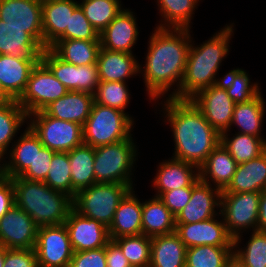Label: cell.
<instances>
[{"label":"cell","mask_w":266,"mask_h":267,"mask_svg":"<svg viewBox=\"0 0 266 267\" xmlns=\"http://www.w3.org/2000/svg\"><path fill=\"white\" fill-rule=\"evenodd\" d=\"M153 32L144 67L139 65L150 102L159 101L174 90L168 95L172 97L179 90L192 38L190 29L156 27Z\"/></svg>","instance_id":"6da1fadb"},{"label":"cell","mask_w":266,"mask_h":267,"mask_svg":"<svg viewBox=\"0 0 266 267\" xmlns=\"http://www.w3.org/2000/svg\"><path fill=\"white\" fill-rule=\"evenodd\" d=\"M161 104L164 122L169 123L173 133L175 151L172 158L199 168L221 142V135L191 100L167 97Z\"/></svg>","instance_id":"7a4b0ae2"},{"label":"cell","mask_w":266,"mask_h":267,"mask_svg":"<svg viewBox=\"0 0 266 267\" xmlns=\"http://www.w3.org/2000/svg\"><path fill=\"white\" fill-rule=\"evenodd\" d=\"M233 25L234 23L225 25L208 41H203L202 44L197 46L191 38L182 83L179 90L171 98L190 100L201 90L220 83L222 77L216 78V75L222 61L229 53V43L235 30Z\"/></svg>","instance_id":"3957f363"},{"label":"cell","mask_w":266,"mask_h":267,"mask_svg":"<svg viewBox=\"0 0 266 267\" xmlns=\"http://www.w3.org/2000/svg\"><path fill=\"white\" fill-rule=\"evenodd\" d=\"M15 204L25 211L38 227L63 224L73 208V199L53 190L45 182L12 178Z\"/></svg>","instance_id":"277c9868"},{"label":"cell","mask_w":266,"mask_h":267,"mask_svg":"<svg viewBox=\"0 0 266 267\" xmlns=\"http://www.w3.org/2000/svg\"><path fill=\"white\" fill-rule=\"evenodd\" d=\"M133 140L131 136L113 144L95 147V183H122L134 188L131 176L139 154Z\"/></svg>","instance_id":"5b68a950"},{"label":"cell","mask_w":266,"mask_h":267,"mask_svg":"<svg viewBox=\"0 0 266 267\" xmlns=\"http://www.w3.org/2000/svg\"><path fill=\"white\" fill-rule=\"evenodd\" d=\"M129 115L121 110L93 102L90 115L83 125L84 144L95 148L131 137L135 121Z\"/></svg>","instance_id":"8992f818"},{"label":"cell","mask_w":266,"mask_h":267,"mask_svg":"<svg viewBox=\"0 0 266 267\" xmlns=\"http://www.w3.org/2000/svg\"><path fill=\"white\" fill-rule=\"evenodd\" d=\"M131 189L122 183H95L76 194L73 208L109 228L120 201Z\"/></svg>","instance_id":"52a82bcc"},{"label":"cell","mask_w":266,"mask_h":267,"mask_svg":"<svg viewBox=\"0 0 266 267\" xmlns=\"http://www.w3.org/2000/svg\"><path fill=\"white\" fill-rule=\"evenodd\" d=\"M260 197L261 192L221 193L219 216L234 239L233 246H241L244 231H257Z\"/></svg>","instance_id":"ba28073f"},{"label":"cell","mask_w":266,"mask_h":267,"mask_svg":"<svg viewBox=\"0 0 266 267\" xmlns=\"http://www.w3.org/2000/svg\"><path fill=\"white\" fill-rule=\"evenodd\" d=\"M27 124L43 146L55 152H69L84 143L82 125L56 119L43 111L28 115Z\"/></svg>","instance_id":"9c48e42d"},{"label":"cell","mask_w":266,"mask_h":267,"mask_svg":"<svg viewBox=\"0 0 266 267\" xmlns=\"http://www.w3.org/2000/svg\"><path fill=\"white\" fill-rule=\"evenodd\" d=\"M68 92V89L40 60L32 69L26 88L17 102L27 115H30L42 111Z\"/></svg>","instance_id":"30bf717a"},{"label":"cell","mask_w":266,"mask_h":267,"mask_svg":"<svg viewBox=\"0 0 266 267\" xmlns=\"http://www.w3.org/2000/svg\"><path fill=\"white\" fill-rule=\"evenodd\" d=\"M35 251L39 267H69L74 250L65 224L38 227Z\"/></svg>","instance_id":"8fae6325"},{"label":"cell","mask_w":266,"mask_h":267,"mask_svg":"<svg viewBox=\"0 0 266 267\" xmlns=\"http://www.w3.org/2000/svg\"><path fill=\"white\" fill-rule=\"evenodd\" d=\"M41 61L68 91L95 94L99 84L97 65L76 66L60 59L50 48L44 49Z\"/></svg>","instance_id":"7c38bea8"},{"label":"cell","mask_w":266,"mask_h":267,"mask_svg":"<svg viewBox=\"0 0 266 267\" xmlns=\"http://www.w3.org/2000/svg\"><path fill=\"white\" fill-rule=\"evenodd\" d=\"M190 100L220 135L230 132L235 103L221 83L201 90Z\"/></svg>","instance_id":"4fadbf2b"},{"label":"cell","mask_w":266,"mask_h":267,"mask_svg":"<svg viewBox=\"0 0 266 267\" xmlns=\"http://www.w3.org/2000/svg\"><path fill=\"white\" fill-rule=\"evenodd\" d=\"M38 226L14 204L0 219V245L7 249H35Z\"/></svg>","instance_id":"5bb4252c"},{"label":"cell","mask_w":266,"mask_h":267,"mask_svg":"<svg viewBox=\"0 0 266 267\" xmlns=\"http://www.w3.org/2000/svg\"><path fill=\"white\" fill-rule=\"evenodd\" d=\"M74 252L105 247L111 240L106 226L95 219L84 217L74 208L64 222Z\"/></svg>","instance_id":"9a60e30c"},{"label":"cell","mask_w":266,"mask_h":267,"mask_svg":"<svg viewBox=\"0 0 266 267\" xmlns=\"http://www.w3.org/2000/svg\"><path fill=\"white\" fill-rule=\"evenodd\" d=\"M0 19L24 28L43 47L42 4L38 0H0Z\"/></svg>","instance_id":"2e32d148"},{"label":"cell","mask_w":266,"mask_h":267,"mask_svg":"<svg viewBox=\"0 0 266 267\" xmlns=\"http://www.w3.org/2000/svg\"><path fill=\"white\" fill-rule=\"evenodd\" d=\"M213 217L196 223H176L175 232L187 248L210 245L233 247V238L228 234L223 219Z\"/></svg>","instance_id":"e0dca14e"},{"label":"cell","mask_w":266,"mask_h":267,"mask_svg":"<svg viewBox=\"0 0 266 267\" xmlns=\"http://www.w3.org/2000/svg\"><path fill=\"white\" fill-rule=\"evenodd\" d=\"M222 191L200 179L192 186L188 204L176 215L175 223H196L220 214Z\"/></svg>","instance_id":"ac0fdd59"},{"label":"cell","mask_w":266,"mask_h":267,"mask_svg":"<svg viewBox=\"0 0 266 267\" xmlns=\"http://www.w3.org/2000/svg\"><path fill=\"white\" fill-rule=\"evenodd\" d=\"M129 9L119 14L99 33L100 46L109 51L133 53V46L139 37L136 17Z\"/></svg>","instance_id":"d6986e66"},{"label":"cell","mask_w":266,"mask_h":267,"mask_svg":"<svg viewBox=\"0 0 266 267\" xmlns=\"http://www.w3.org/2000/svg\"><path fill=\"white\" fill-rule=\"evenodd\" d=\"M79 6L76 0H56L42 4L43 48L55 40L69 39L70 15Z\"/></svg>","instance_id":"ffe728a7"},{"label":"cell","mask_w":266,"mask_h":267,"mask_svg":"<svg viewBox=\"0 0 266 267\" xmlns=\"http://www.w3.org/2000/svg\"><path fill=\"white\" fill-rule=\"evenodd\" d=\"M152 185L159 197L163 192L193 186L199 180V168L182 160L170 158L159 163Z\"/></svg>","instance_id":"44dd1931"},{"label":"cell","mask_w":266,"mask_h":267,"mask_svg":"<svg viewBox=\"0 0 266 267\" xmlns=\"http://www.w3.org/2000/svg\"><path fill=\"white\" fill-rule=\"evenodd\" d=\"M133 53L109 51L100 48L97 57L99 81L126 82L137 76L140 63Z\"/></svg>","instance_id":"7402d4cb"},{"label":"cell","mask_w":266,"mask_h":267,"mask_svg":"<svg viewBox=\"0 0 266 267\" xmlns=\"http://www.w3.org/2000/svg\"><path fill=\"white\" fill-rule=\"evenodd\" d=\"M131 189L120 201L108 228L111 240L142 234V202Z\"/></svg>","instance_id":"603a6c76"},{"label":"cell","mask_w":266,"mask_h":267,"mask_svg":"<svg viewBox=\"0 0 266 267\" xmlns=\"http://www.w3.org/2000/svg\"><path fill=\"white\" fill-rule=\"evenodd\" d=\"M94 95L87 92L69 91L50 103L42 111L51 117L84 125L90 115Z\"/></svg>","instance_id":"cb8c5ba5"},{"label":"cell","mask_w":266,"mask_h":267,"mask_svg":"<svg viewBox=\"0 0 266 267\" xmlns=\"http://www.w3.org/2000/svg\"><path fill=\"white\" fill-rule=\"evenodd\" d=\"M44 48L24 28L10 26L0 19V55L19 59H41Z\"/></svg>","instance_id":"d4e9b609"},{"label":"cell","mask_w":266,"mask_h":267,"mask_svg":"<svg viewBox=\"0 0 266 267\" xmlns=\"http://www.w3.org/2000/svg\"><path fill=\"white\" fill-rule=\"evenodd\" d=\"M237 165L229 151L220 142L199 167V179L223 191L231 182Z\"/></svg>","instance_id":"484cf974"},{"label":"cell","mask_w":266,"mask_h":267,"mask_svg":"<svg viewBox=\"0 0 266 267\" xmlns=\"http://www.w3.org/2000/svg\"><path fill=\"white\" fill-rule=\"evenodd\" d=\"M40 60L0 55V83L13 100H18L21 97L32 69Z\"/></svg>","instance_id":"4316f807"},{"label":"cell","mask_w":266,"mask_h":267,"mask_svg":"<svg viewBox=\"0 0 266 267\" xmlns=\"http://www.w3.org/2000/svg\"><path fill=\"white\" fill-rule=\"evenodd\" d=\"M16 141L11 144L8 157L0 161V175L10 179L20 176L35 158V133L28 125Z\"/></svg>","instance_id":"83f0119b"},{"label":"cell","mask_w":266,"mask_h":267,"mask_svg":"<svg viewBox=\"0 0 266 267\" xmlns=\"http://www.w3.org/2000/svg\"><path fill=\"white\" fill-rule=\"evenodd\" d=\"M266 186V151L258 157L238 164L229 185L222 192H262Z\"/></svg>","instance_id":"f1b7e54d"},{"label":"cell","mask_w":266,"mask_h":267,"mask_svg":"<svg viewBox=\"0 0 266 267\" xmlns=\"http://www.w3.org/2000/svg\"><path fill=\"white\" fill-rule=\"evenodd\" d=\"M187 247L176 232L151 237L149 267H185Z\"/></svg>","instance_id":"f546056e"},{"label":"cell","mask_w":266,"mask_h":267,"mask_svg":"<svg viewBox=\"0 0 266 267\" xmlns=\"http://www.w3.org/2000/svg\"><path fill=\"white\" fill-rule=\"evenodd\" d=\"M175 230V216L159 197L154 196L142 202V234L154 237Z\"/></svg>","instance_id":"4dcf8cb0"},{"label":"cell","mask_w":266,"mask_h":267,"mask_svg":"<svg viewBox=\"0 0 266 267\" xmlns=\"http://www.w3.org/2000/svg\"><path fill=\"white\" fill-rule=\"evenodd\" d=\"M68 157L71 169L72 199H74L79 191L95 184L93 169L95 148L83 143L69 151Z\"/></svg>","instance_id":"1f68e13d"},{"label":"cell","mask_w":266,"mask_h":267,"mask_svg":"<svg viewBox=\"0 0 266 267\" xmlns=\"http://www.w3.org/2000/svg\"><path fill=\"white\" fill-rule=\"evenodd\" d=\"M50 48L63 61L76 65H97L100 41L77 39L55 40Z\"/></svg>","instance_id":"d6a6232c"},{"label":"cell","mask_w":266,"mask_h":267,"mask_svg":"<svg viewBox=\"0 0 266 267\" xmlns=\"http://www.w3.org/2000/svg\"><path fill=\"white\" fill-rule=\"evenodd\" d=\"M264 100L260 93L248 102L235 104L231 126L236 125L239 133L266 139L261 135L265 116L266 102Z\"/></svg>","instance_id":"836d02e7"},{"label":"cell","mask_w":266,"mask_h":267,"mask_svg":"<svg viewBox=\"0 0 266 267\" xmlns=\"http://www.w3.org/2000/svg\"><path fill=\"white\" fill-rule=\"evenodd\" d=\"M200 1L202 0H157L161 21L156 27L191 29L192 15Z\"/></svg>","instance_id":"e575fe53"},{"label":"cell","mask_w":266,"mask_h":267,"mask_svg":"<svg viewBox=\"0 0 266 267\" xmlns=\"http://www.w3.org/2000/svg\"><path fill=\"white\" fill-rule=\"evenodd\" d=\"M26 122V123H25ZM28 115L17 100L0 105V161L9 151L10 144L22 126L27 124Z\"/></svg>","instance_id":"d590c367"},{"label":"cell","mask_w":266,"mask_h":267,"mask_svg":"<svg viewBox=\"0 0 266 267\" xmlns=\"http://www.w3.org/2000/svg\"><path fill=\"white\" fill-rule=\"evenodd\" d=\"M221 143L237 164L248 162L266 151V139L239 132L234 134L232 138L228 131L222 133Z\"/></svg>","instance_id":"8d00e7d4"},{"label":"cell","mask_w":266,"mask_h":267,"mask_svg":"<svg viewBox=\"0 0 266 267\" xmlns=\"http://www.w3.org/2000/svg\"><path fill=\"white\" fill-rule=\"evenodd\" d=\"M233 260V247L201 245L187 248L185 267H227Z\"/></svg>","instance_id":"74e56055"},{"label":"cell","mask_w":266,"mask_h":267,"mask_svg":"<svg viewBox=\"0 0 266 267\" xmlns=\"http://www.w3.org/2000/svg\"><path fill=\"white\" fill-rule=\"evenodd\" d=\"M223 76L220 83L235 104L248 102L262 93L259 84L251 83L250 76L242 68H234Z\"/></svg>","instance_id":"f35d334b"},{"label":"cell","mask_w":266,"mask_h":267,"mask_svg":"<svg viewBox=\"0 0 266 267\" xmlns=\"http://www.w3.org/2000/svg\"><path fill=\"white\" fill-rule=\"evenodd\" d=\"M78 4L98 33H101L124 8L121 0H82Z\"/></svg>","instance_id":"ab89813d"},{"label":"cell","mask_w":266,"mask_h":267,"mask_svg":"<svg viewBox=\"0 0 266 267\" xmlns=\"http://www.w3.org/2000/svg\"><path fill=\"white\" fill-rule=\"evenodd\" d=\"M131 267H149L151 260V237L144 234L123 236L113 240Z\"/></svg>","instance_id":"60d3db41"},{"label":"cell","mask_w":266,"mask_h":267,"mask_svg":"<svg viewBox=\"0 0 266 267\" xmlns=\"http://www.w3.org/2000/svg\"><path fill=\"white\" fill-rule=\"evenodd\" d=\"M233 259L242 267H266V232L253 231L245 247L233 246Z\"/></svg>","instance_id":"b9f144b4"},{"label":"cell","mask_w":266,"mask_h":267,"mask_svg":"<svg viewBox=\"0 0 266 267\" xmlns=\"http://www.w3.org/2000/svg\"><path fill=\"white\" fill-rule=\"evenodd\" d=\"M126 82L99 81L94 94V102L125 112L131 100Z\"/></svg>","instance_id":"7bdbcfd3"},{"label":"cell","mask_w":266,"mask_h":267,"mask_svg":"<svg viewBox=\"0 0 266 267\" xmlns=\"http://www.w3.org/2000/svg\"><path fill=\"white\" fill-rule=\"evenodd\" d=\"M68 152H56L48 169L45 183L53 190L63 192L72 198L71 169Z\"/></svg>","instance_id":"ee69618b"},{"label":"cell","mask_w":266,"mask_h":267,"mask_svg":"<svg viewBox=\"0 0 266 267\" xmlns=\"http://www.w3.org/2000/svg\"><path fill=\"white\" fill-rule=\"evenodd\" d=\"M55 153V151L44 147L40 142L39 137L35 134V158L33 163L27 167L20 177L28 180L44 182Z\"/></svg>","instance_id":"f6af8a7d"},{"label":"cell","mask_w":266,"mask_h":267,"mask_svg":"<svg viewBox=\"0 0 266 267\" xmlns=\"http://www.w3.org/2000/svg\"><path fill=\"white\" fill-rule=\"evenodd\" d=\"M69 39L100 41L98 31L90 24L80 6L70 15Z\"/></svg>","instance_id":"bcb514c9"},{"label":"cell","mask_w":266,"mask_h":267,"mask_svg":"<svg viewBox=\"0 0 266 267\" xmlns=\"http://www.w3.org/2000/svg\"><path fill=\"white\" fill-rule=\"evenodd\" d=\"M69 267H107L105 247L74 252Z\"/></svg>","instance_id":"7dc6e473"},{"label":"cell","mask_w":266,"mask_h":267,"mask_svg":"<svg viewBox=\"0 0 266 267\" xmlns=\"http://www.w3.org/2000/svg\"><path fill=\"white\" fill-rule=\"evenodd\" d=\"M3 267H39L35 249H7Z\"/></svg>","instance_id":"c3c4849f"},{"label":"cell","mask_w":266,"mask_h":267,"mask_svg":"<svg viewBox=\"0 0 266 267\" xmlns=\"http://www.w3.org/2000/svg\"><path fill=\"white\" fill-rule=\"evenodd\" d=\"M192 193V186L163 192L159 198L167 206L170 212L176 215L188 204Z\"/></svg>","instance_id":"681fc988"},{"label":"cell","mask_w":266,"mask_h":267,"mask_svg":"<svg viewBox=\"0 0 266 267\" xmlns=\"http://www.w3.org/2000/svg\"><path fill=\"white\" fill-rule=\"evenodd\" d=\"M14 204L15 192L12 180L0 175V219Z\"/></svg>","instance_id":"f907efd6"},{"label":"cell","mask_w":266,"mask_h":267,"mask_svg":"<svg viewBox=\"0 0 266 267\" xmlns=\"http://www.w3.org/2000/svg\"><path fill=\"white\" fill-rule=\"evenodd\" d=\"M105 254L107 267H131L121 248L113 240L105 245Z\"/></svg>","instance_id":"816d5d0a"},{"label":"cell","mask_w":266,"mask_h":267,"mask_svg":"<svg viewBox=\"0 0 266 267\" xmlns=\"http://www.w3.org/2000/svg\"><path fill=\"white\" fill-rule=\"evenodd\" d=\"M257 231L266 232V192L264 191L261 192L259 201Z\"/></svg>","instance_id":"f5cc1de1"},{"label":"cell","mask_w":266,"mask_h":267,"mask_svg":"<svg viewBox=\"0 0 266 267\" xmlns=\"http://www.w3.org/2000/svg\"><path fill=\"white\" fill-rule=\"evenodd\" d=\"M10 101H13V99L5 92L0 83V105L9 103Z\"/></svg>","instance_id":"db71d44e"},{"label":"cell","mask_w":266,"mask_h":267,"mask_svg":"<svg viewBox=\"0 0 266 267\" xmlns=\"http://www.w3.org/2000/svg\"><path fill=\"white\" fill-rule=\"evenodd\" d=\"M5 259V247L0 245V267H3Z\"/></svg>","instance_id":"11a10c76"},{"label":"cell","mask_w":266,"mask_h":267,"mask_svg":"<svg viewBox=\"0 0 266 267\" xmlns=\"http://www.w3.org/2000/svg\"><path fill=\"white\" fill-rule=\"evenodd\" d=\"M227 267H242L236 260H232Z\"/></svg>","instance_id":"9f6ffc18"},{"label":"cell","mask_w":266,"mask_h":267,"mask_svg":"<svg viewBox=\"0 0 266 267\" xmlns=\"http://www.w3.org/2000/svg\"><path fill=\"white\" fill-rule=\"evenodd\" d=\"M41 4L46 3V2H50V1H56V0H38Z\"/></svg>","instance_id":"6f0895ef"}]
</instances>
